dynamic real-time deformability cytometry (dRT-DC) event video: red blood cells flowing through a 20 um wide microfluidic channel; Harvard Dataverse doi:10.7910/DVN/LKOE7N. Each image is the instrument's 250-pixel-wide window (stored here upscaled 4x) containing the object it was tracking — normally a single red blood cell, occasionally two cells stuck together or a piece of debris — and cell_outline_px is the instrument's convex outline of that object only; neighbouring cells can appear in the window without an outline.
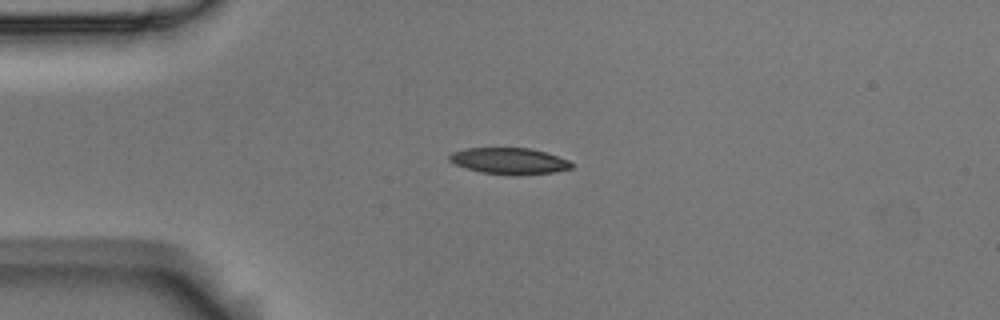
{"species": "Egyptian fruit bat (a non-hibernating species)", "species_latin": "Rousettus aegyptiacus", "temperature_condition": "room temperature", "stored_images_in_passage": 43, "camera_frame_rate_fps": 3000, "um_per_image_px": 0.085, "animal": {"sex": "male"}, "frame": {"image": 1, "passage_image": 1, "time_ms": 0.0, "image_size_px": [1000, 320], "cell_outline_px": [[572, 168], [552, 172], [516, 176], [480, 172], [456, 164], [448, 160], [448, 156], [452, 152], [464, 148], [532, 148], [568, 160], [572, 164]], "centroid_in_image_um": [43.26, 13.68], "position_along_channel_um": 41.7, "area_um2": 18.67}}
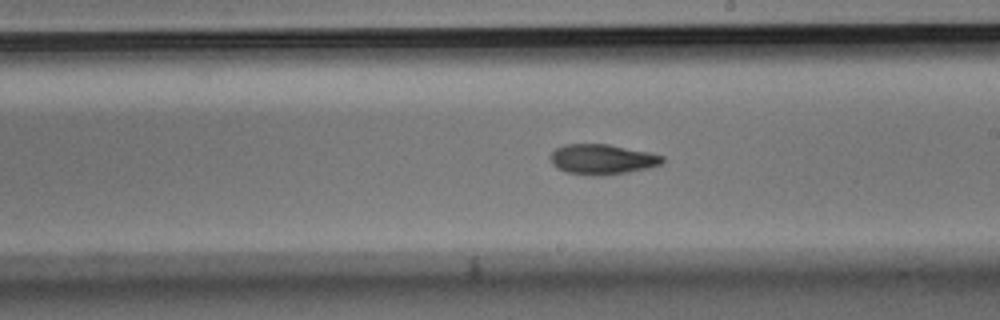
{"frame": {"image": 2, "passage_image": 19, "time_ms": 6.0, "image_size_px": [1000, 320], "cell_outline_px": [[664, 160], [660, 164], [648, 168], [600, 176], [596, 176], [568, 172], [556, 168], [552, 164], [552, 152], [556, 148], [564, 144], [608, 144], [648, 152], [664, 156]], "centroid_in_image_um": [51.18, 13.53], "position_along_channel_um": 237.8, "area_um2": 19.42}}
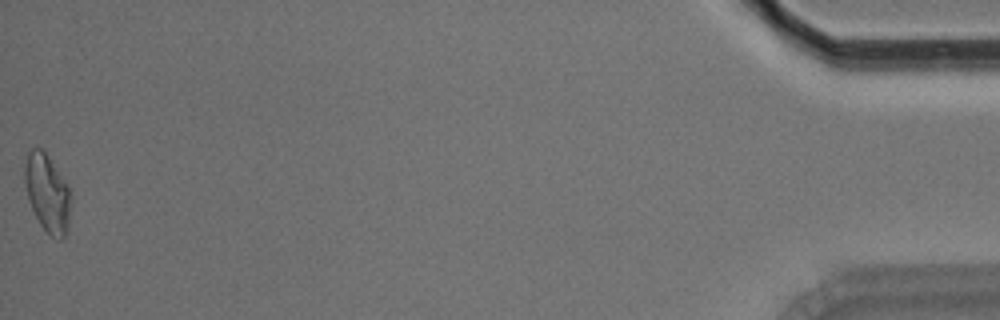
{"frame": {"image": 3, "passage_image": 43, "time_ms": 14.0, "image_size_px": [1000, 320], "cell_outline_px": [[72, 196], [68, 232], [60, 240], [56, 240], [40, 224], [28, 200], [24, 184], [24, 164], [28, 152], [32, 148], [44, 148], [72, 192]], "centroid_in_image_um": [4.04, 16.4], "position_along_channel_um": 431.2, "area_um2": 21.39}, "authors_computed_cell_mechanics": {"area_um2": 19.5942, "velocity_mm_per_s": 3.6433, "shape_relaxation_time_tau1_ms": 8.9114, "shape_relaxation_time_tau2_ms": 3.311, "deformation_change_tau1": 0.2078, "deformation_change_tau2": 0.1003}}